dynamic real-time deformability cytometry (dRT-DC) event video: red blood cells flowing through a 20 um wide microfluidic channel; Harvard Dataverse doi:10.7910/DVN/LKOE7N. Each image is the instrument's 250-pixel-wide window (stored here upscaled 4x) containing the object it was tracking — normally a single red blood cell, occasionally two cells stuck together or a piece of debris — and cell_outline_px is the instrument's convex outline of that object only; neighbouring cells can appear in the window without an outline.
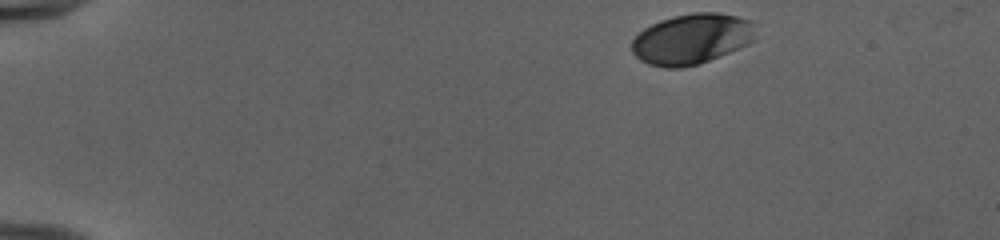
{"species": "human", "species_latin": "Homo sapiens", "temperature_condition": "cold", "stored_images_in_passage": 42, "camera_frame_rate_fps": 3000, "um_per_image_px": 0.085, "donor": {"sex": "female"}, "frame": {"image": 1, "passage_image": 1, "time_ms": 0.0, "image_size_px": [1000, 240], "cell_outline_px": [[752, 40], [748, 44], [708, 60], [696, 64], [680, 68], [664, 68], [648, 64], [640, 60], [632, 52], [632, 40], [644, 28], [660, 20], [692, 12], [720, 12], [752, 20]], "centroid_in_image_um": [58.75, 3.3], "position_along_channel_um": 26.3, "area_um2": 36.01}}
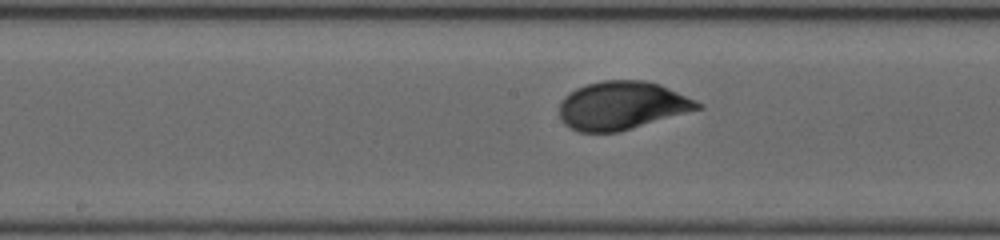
{"frame": {"image": 2, "passage_image": 22, "time_ms": 7.0, "image_size_px": [1000, 240], "cell_outline_px": [[704, 108], [632, 128], [616, 132], [580, 132], [564, 124], [560, 116], [560, 100], [568, 92], [576, 88], [588, 84], [604, 80], [644, 80], [660, 84], [696, 100], [704, 104]], "centroid_in_image_um": [52.88, 8.96], "position_along_channel_um": 195.3, "area_um2": 38.9}}
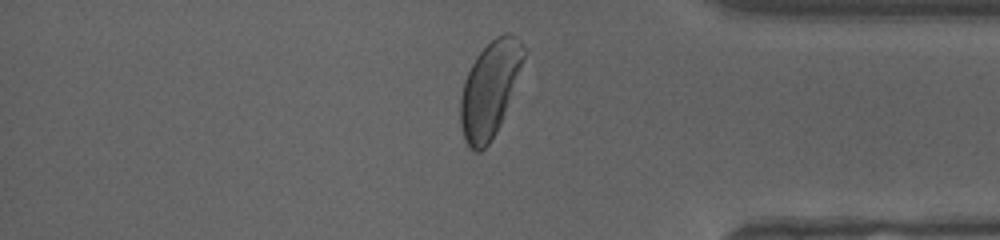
{"frame": {"image": 3, "passage_image": 38, "time_ms": 12.333, "image_size_px": [1000, 240], "cell_outline_px": [[524, 56], [508, 100], [496, 132], [488, 144], [480, 152], [476, 152], [468, 148], [464, 140], [460, 124], [460, 96], [464, 80], [476, 56], [496, 36], [504, 32], [512, 32], [520, 40], [524, 48]], "centroid_in_image_um": [41.57, 7.59], "position_along_channel_um": 393.6, "area_um2": 34.39}, "authors_computed_cell_mechanics": {"area_um2": 37.7434, "velocity_mm_per_s": 3.937, "shape_relaxation_time_tau1_ms": 2.0335, "shape_relaxation_time_tau2_ms": null, "deformation_change_tau1": 0.1243, "deformation_change_tau2": null}}